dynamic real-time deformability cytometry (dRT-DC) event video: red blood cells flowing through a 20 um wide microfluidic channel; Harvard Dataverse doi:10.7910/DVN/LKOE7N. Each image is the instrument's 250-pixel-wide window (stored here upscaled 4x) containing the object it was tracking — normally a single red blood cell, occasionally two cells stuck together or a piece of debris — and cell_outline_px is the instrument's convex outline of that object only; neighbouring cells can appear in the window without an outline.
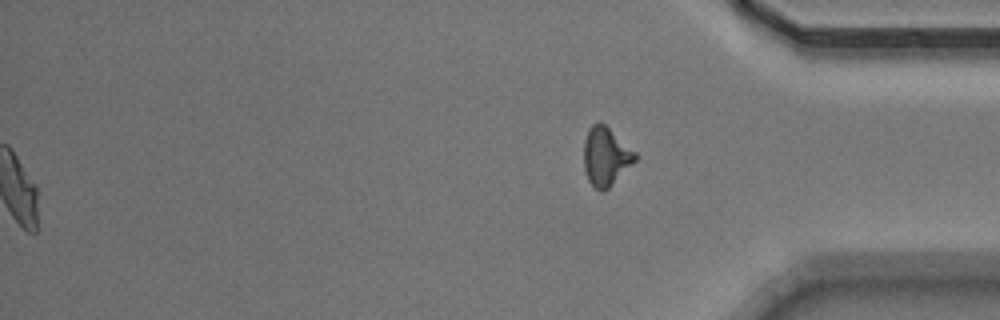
{"species": "Egyptian fruit bat (a non-hibernating species)", "species_latin": "Rousettus aegyptiacus", "temperature_condition": "warm", "stored_images_in_passage": 54, "segment_of_instrument_passage": [2, 2], "camera_frame_rate_fps": 3000, "um_per_image_px": 0.085, "animal": {"sex": "male"}, "frame": {"image": 1, "passage_image": 54, "time_ms": 17.667, "image_size_px": [1000, 320], "cell_outline_px": [[640, 156], [604, 192], [600, 192], [588, 180], [584, 168], [584, 140], [588, 128], [592, 124], [600, 120], [636, 152]], "centroid_in_image_um": [51.49, 13.27], "position_along_channel_um": 383.7, "area_um2": 17.57}}